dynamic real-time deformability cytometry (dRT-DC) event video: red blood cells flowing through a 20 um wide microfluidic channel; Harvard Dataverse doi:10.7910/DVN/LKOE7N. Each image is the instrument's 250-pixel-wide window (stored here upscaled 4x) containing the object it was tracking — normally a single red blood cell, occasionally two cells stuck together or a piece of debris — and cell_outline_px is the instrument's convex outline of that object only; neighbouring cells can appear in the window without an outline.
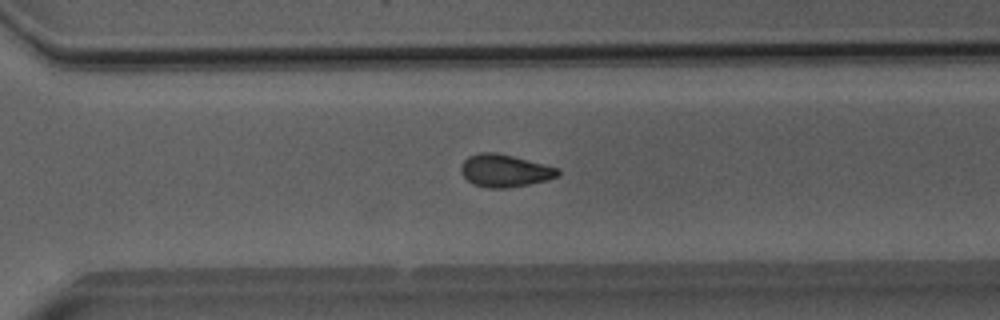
{"species": "Egyptian fruit bat (a non-hibernating species)", "species_latin": "Rousettus aegyptiacus", "temperature_condition": "room temperature", "stored_images_in_passage": 35, "camera_frame_rate_fps": 3000, "um_per_image_px": 0.085, "animal": {"sex": "male"}, "frame": {"image": 1, "passage_image": 28, "time_ms": 9.0, "image_size_px": [1000, 320], "cell_outline_px": [[560, 176], [548, 180], [528, 184], [504, 188], [488, 188], [472, 184], [460, 172], [460, 164], [468, 156], [480, 152], [496, 152], [560, 168]], "centroid_in_image_um": [42.9, 14.5], "position_along_channel_um": 327.7, "area_um2": 18.5}}
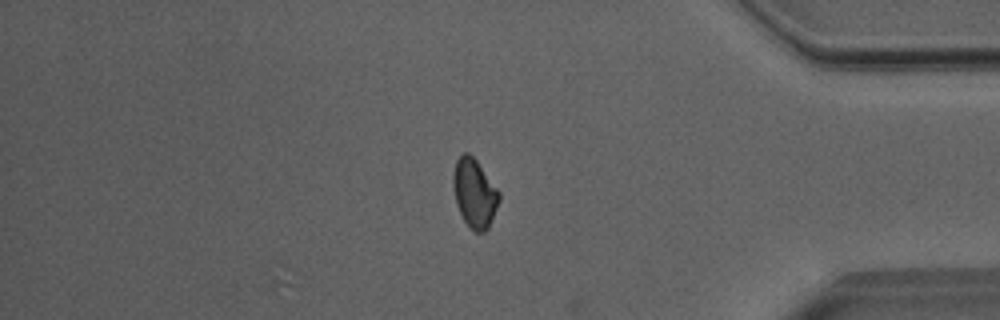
{"frame": {"image": 2, "passage_image": 35, "time_ms": 11.333, "image_size_px": [1000, 320], "cell_outline_px": [[500, 200], [488, 228], [484, 232], [472, 232], [464, 220], [456, 204], [452, 184], [452, 176], [456, 160], [464, 152], [468, 152], [476, 160], [500, 192]], "centroid_in_image_um": [40.32, 16.43], "position_along_channel_um": 394.9, "area_um2": 18.44}, "authors_computed_cell_mechanics": {"area_um2": 18.496, "velocity_mm_per_s": 4.0344, "shape_relaxation_time_tau1_ms": 10.3548, "shape_relaxation_time_tau2_ms": 6.6971, "deformation_change_tau1": 0.1476, "deformation_change_tau2": 0.1073}}